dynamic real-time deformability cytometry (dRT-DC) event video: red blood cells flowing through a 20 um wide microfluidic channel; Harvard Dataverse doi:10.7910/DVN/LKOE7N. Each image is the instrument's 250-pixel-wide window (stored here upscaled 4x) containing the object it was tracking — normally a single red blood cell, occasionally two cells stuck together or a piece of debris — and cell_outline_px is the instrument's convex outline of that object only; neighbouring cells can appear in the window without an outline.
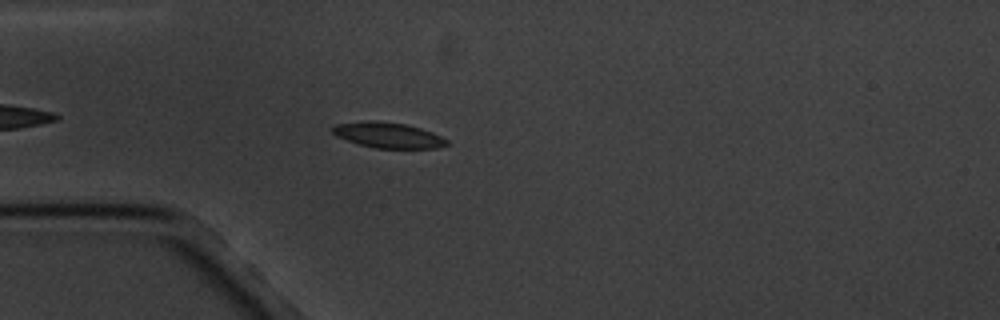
{"species": "common noctule bat (a hibernating species)", "species_latin": "Nyctalus noctula", "temperature_condition": "cold", "stored_images_in_passage": 5, "camera_frame_rate_fps": 3000, "um_per_image_px": 0.085, "animal": {"sex": "male", "body_mass_g": 20.1, "forearm_length_mm": 53.5}, "frame": {"image": 1, "passage_image": 4, "time_ms": 4.667, "image_size_px": [1000, 320], "cell_outline_px": [[448, 144], [436, 148], [376, 148], [360, 144], [336, 136], [328, 128], [336, 124], [372, 120], [376, 120], [408, 124], [432, 132], [448, 140]], "centroid_in_image_um": [32.97, 11.47], "position_along_channel_um": 52.0, "area_um2": 16.99}}